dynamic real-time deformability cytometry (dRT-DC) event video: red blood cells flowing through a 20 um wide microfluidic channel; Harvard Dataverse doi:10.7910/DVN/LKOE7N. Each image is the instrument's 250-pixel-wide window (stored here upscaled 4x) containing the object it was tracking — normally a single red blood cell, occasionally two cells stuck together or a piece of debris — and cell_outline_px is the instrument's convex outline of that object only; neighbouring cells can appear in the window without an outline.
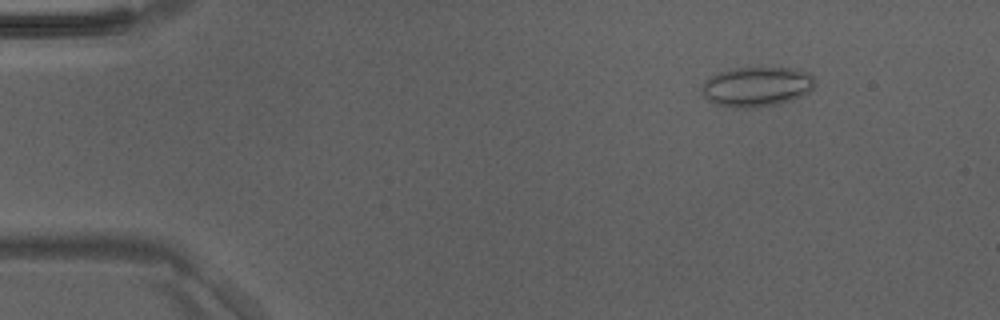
{"species": "Egyptian fruit bat (a non-hibernating species)", "species_latin": "Rousettus aegyptiacus", "temperature_condition": "room temperature", "stored_images_in_passage": 47, "camera_frame_rate_fps": 3000, "um_per_image_px": 0.085, "animal": {"sex": "male"}, "frame": {"image": 1, "passage_image": 6, "time_ms": 1.667, "image_size_px": [1000, 320], "cell_outline_px": [[816, 80], [812, 88], [808, 92], [792, 100], [780, 104], [756, 108], [732, 108], [716, 104], [708, 100], [704, 96], [704, 80], [720, 72], [736, 68], [792, 68], [808, 72]], "centroid_in_image_um": [64.35, 7.38], "position_along_channel_um": 20.7, "area_um2": 26.18}}
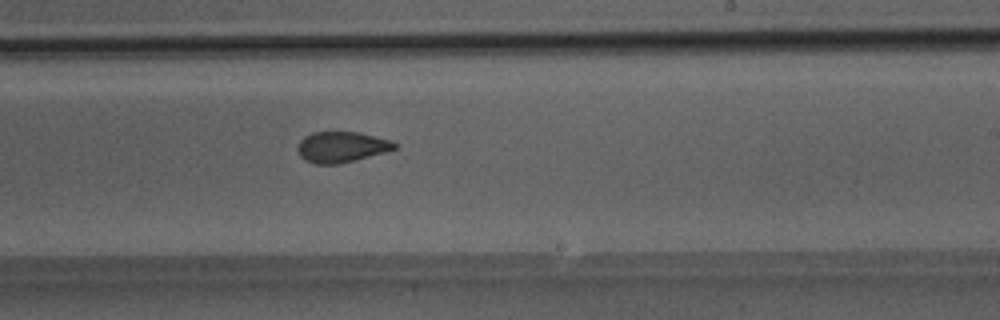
{"frame": {"image": 2, "passage_image": 29, "time_ms": 9.333, "image_size_px": [1000, 320], "cell_outline_px": [[396, 148], [384, 152], [356, 160], [336, 164], [316, 164], [304, 160], [300, 156], [296, 148], [300, 140], [304, 136], [312, 132], [360, 132], [392, 140], [396, 144]], "centroid_in_image_um": [29.0, 12.49], "position_along_channel_um": 260.0, "area_um2": 17.46}}
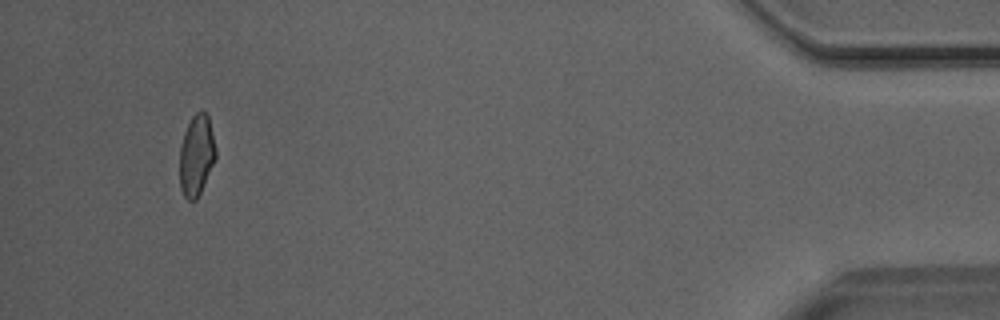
{"frame": {"image": 3, "passage_image": 45, "time_ms": 14.667, "image_size_px": [1000, 320], "cell_outline_px": [[216, 160], [196, 200], [188, 200], [184, 196], [180, 188], [180, 144], [184, 132], [192, 116], [200, 108], [208, 116], [216, 148]], "centroid_in_image_um": [16.7, 13.19], "position_along_channel_um": 418.5, "area_um2": 17.11}}